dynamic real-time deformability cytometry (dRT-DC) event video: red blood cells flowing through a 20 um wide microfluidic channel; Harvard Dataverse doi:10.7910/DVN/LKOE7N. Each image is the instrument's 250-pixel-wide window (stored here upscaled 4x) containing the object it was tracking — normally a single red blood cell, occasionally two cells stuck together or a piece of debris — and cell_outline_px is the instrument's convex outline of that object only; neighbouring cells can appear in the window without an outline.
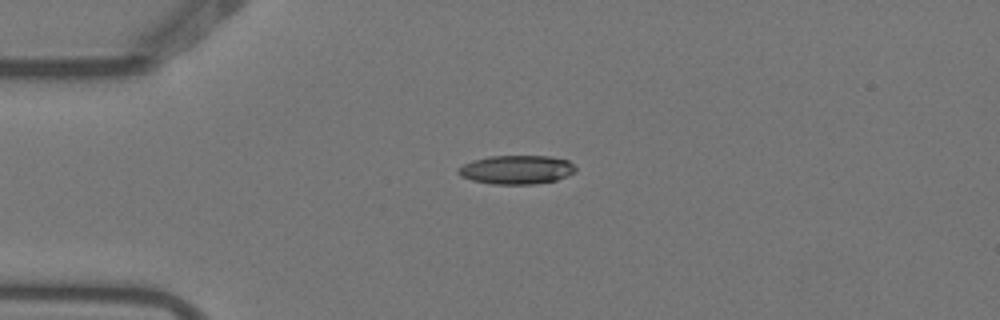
{"species": "Egyptian fruit bat (a non-hibernating species)", "species_latin": "Rousettus aegyptiacus", "temperature_condition": "warm", "stored_images_in_passage": 2, "camera_frame_rate_fps": 3000, "um_per_image_px": 0.085, "animal": {"sex": "female"}, "frame": {"image": 1, "passage_image": 1, "time_ms": 0.0, "image_size_px": [1000, 320], "cell_outline_px": [[576, 172], [556, 180], [536, 184], [492, 184], [472, 180], [460, 176], [456, 172], [464, 164], [472, 160], [488, 156], [552, 156], [568, 160], [576, 168]], "centroid_in_image_um": [43.91, 14.42], "position_along_channel_um": 41.1, "area_um2": 19.77}}